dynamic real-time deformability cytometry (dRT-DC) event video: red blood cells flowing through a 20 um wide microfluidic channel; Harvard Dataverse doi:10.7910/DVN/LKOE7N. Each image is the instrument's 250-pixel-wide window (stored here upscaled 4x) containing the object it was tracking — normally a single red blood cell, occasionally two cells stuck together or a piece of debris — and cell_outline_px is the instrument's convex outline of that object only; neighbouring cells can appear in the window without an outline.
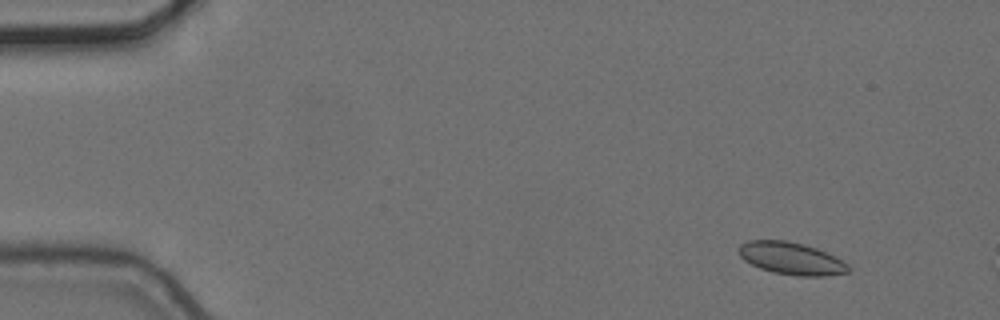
{"species": "common noctule bat (a hibernating species)", "species_latin": "Nyctalus noctula", "temperature_condition": "cold", "stored_images_in_passage": 2, "camera_frame_rate_fps": 3000, "um_per_image_px": 0.085, "animal": {"sex": "female", "body_mass_g": 24.6, "forearm_length_mm": 56.2}, "frame": {"image": 1, "passage_image": 1, "time_ms": 0.0, "image_size_px": [1000, 320], "cell_outline_px": [[852, 268], [848, 272], [824, 276], [796, 276], [772, 272], [760, 268], [744, 260], [740, 256], [736, 248], [740, 244], [748, 240], [784, 240], [804, 244], [816, 248], [848, 264]], "centroid_in_image_um": [67.21, 21.96], "position_along_channel_um": 17.8, "area_um2": 20.63}}